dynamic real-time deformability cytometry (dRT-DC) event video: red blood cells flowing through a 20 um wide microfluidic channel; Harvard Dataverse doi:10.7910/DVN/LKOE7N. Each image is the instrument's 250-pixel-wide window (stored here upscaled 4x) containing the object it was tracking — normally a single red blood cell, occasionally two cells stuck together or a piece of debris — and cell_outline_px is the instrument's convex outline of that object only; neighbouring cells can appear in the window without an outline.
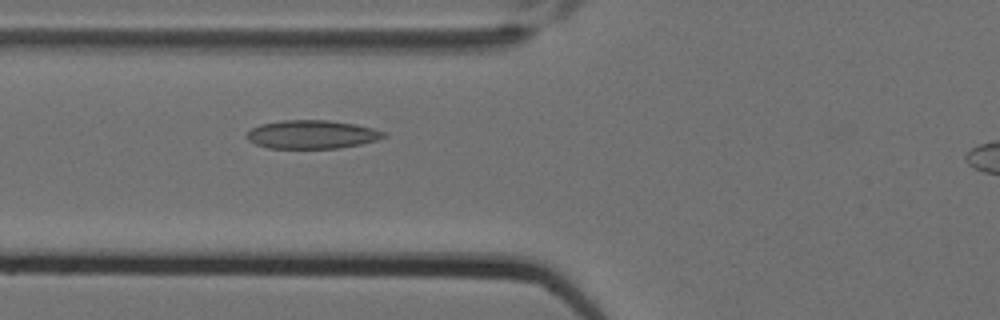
{"species": "Egyptian fruit bat (a non-hibernating species)", "species_latin": "Rousettus aegyptiacus", "temperature_condition": "cold", "stored_images_in_passage": 6, "camera_frame_rate_fps": 3000, "um_per_image_px": 0.085, "animal": {"sex": "female"}, "frame": {"image": 1, "passage_image": 5, "time_ms": 1.333, "image_size_px": [1000, 320], "cell_outline_px": [[388, 136], [376, 140], [360, 144], [340, 148], [268, 148], [256, 144], [248, 140], [244, 136], [252, 128], [260, 124], [280, 120], [328, 120], [356, 124], [372, 128], [384, 132]], "centroid_in_image_um": [26.49, 11.42], "position_along_channel_um": 99.3, "area_um2": 22.77}}